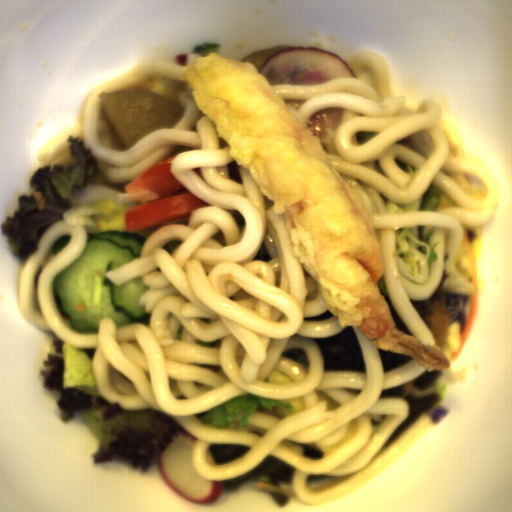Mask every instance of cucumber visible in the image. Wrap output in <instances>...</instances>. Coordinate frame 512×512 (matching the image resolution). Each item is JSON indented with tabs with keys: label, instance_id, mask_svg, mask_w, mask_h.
<instances>
[{
	"label": "cucumber",
	"instance_id": "8b760119",
	"mask_svg": "<svg viewBox=\"0 0 512 512\" xmlns=\"http://www.w3.org/2000/svg\"><path fill=\"white\" fill-rule=\"evenodd\" d=\"M146 241L125 230L87 236L82 253L56 274L52 282L55 303L75 333L98 334L99 322L110 317L116 328L148 324L140 300L150 288L141 275L122 284L106 273L140 258Z\"/></svg>",
	"mask_w": 512,
	"mask_h": 512
}]
</instances>
